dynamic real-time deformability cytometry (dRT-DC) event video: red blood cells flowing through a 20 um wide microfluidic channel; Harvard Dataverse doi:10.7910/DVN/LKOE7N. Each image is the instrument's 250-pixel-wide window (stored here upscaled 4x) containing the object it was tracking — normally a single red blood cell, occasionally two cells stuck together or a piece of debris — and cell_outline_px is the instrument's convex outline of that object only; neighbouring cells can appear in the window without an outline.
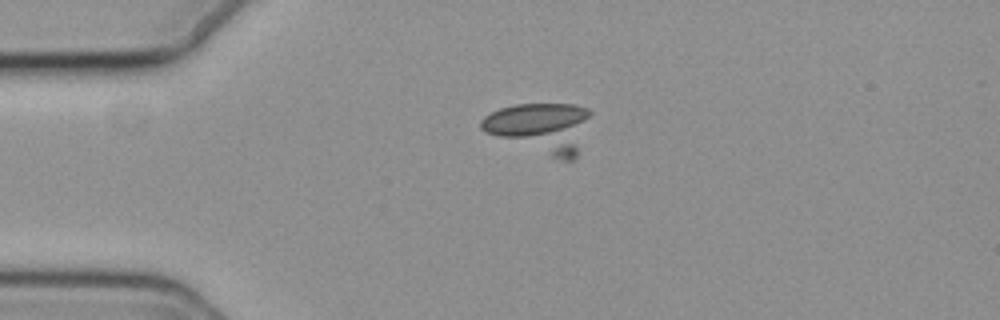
{"species": "common noctule bat (a hibernating species)", "species_latin": "Nyctalus noctula", "temperature_condition": "cold", "stored_images_in_passage": 38, "camera_frame_rate_fps": 3000, "um_per_image_px": 0.085, "animal": {"sex": "female", "body_mass_g": 19.3, "forearm_length_mm": 54.1}, "frame": {"image": 1, "passage_image": 16, "time_ms": 5.0, "image_size_px": [1000, 320], "cell_outline_px": [[592, 112], [576, 156], [572, 160], [564, 160], [552, 156], [484, 132], [480, 128], [480, 120], [484, 116], [500, 108], [516, 104], [576, 104], [588, 108]], "centroid_in_image_um": [45.97, 10.81], "position_along_channel_um": 39.0, "area_um2": 31.44}}